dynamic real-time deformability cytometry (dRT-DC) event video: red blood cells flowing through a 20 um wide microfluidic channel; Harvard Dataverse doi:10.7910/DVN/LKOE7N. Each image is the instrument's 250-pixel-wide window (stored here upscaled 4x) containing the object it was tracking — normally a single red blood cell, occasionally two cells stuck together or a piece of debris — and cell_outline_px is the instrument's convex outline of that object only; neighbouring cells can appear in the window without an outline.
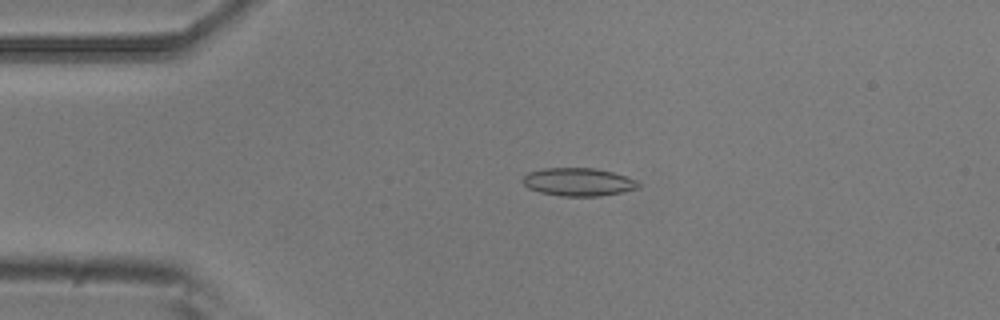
{"species": "common noctule bat (a hibernating species)", "species_latin": "Nyctalus noctula", "temperature_condition": "room temperature", "stored_images_in_passage": 4, "camera_frame_rate_fps": 3000, "um_per_image_px": 0.085, "animal": {"sex": "male", "body_mass_g": 20.5, "forearm_length_mm": 52.5}, "frame": {"image": 1, "passage_image": 3, "time_ms": 0.667, "image_size_px": [1000, 320], "cell_outline_px": [[640, 188], [600, 196], [560, 196], [540, 192], [528, 188], [520, 180], [528, 172], [544, 168], [596, 168], [612, 172], [636, 180], [640, 184]], "centroid_in_image_um": [49.13, 15.46], "position_along_channel_um": 35.9, "area_um2": 18.9}}